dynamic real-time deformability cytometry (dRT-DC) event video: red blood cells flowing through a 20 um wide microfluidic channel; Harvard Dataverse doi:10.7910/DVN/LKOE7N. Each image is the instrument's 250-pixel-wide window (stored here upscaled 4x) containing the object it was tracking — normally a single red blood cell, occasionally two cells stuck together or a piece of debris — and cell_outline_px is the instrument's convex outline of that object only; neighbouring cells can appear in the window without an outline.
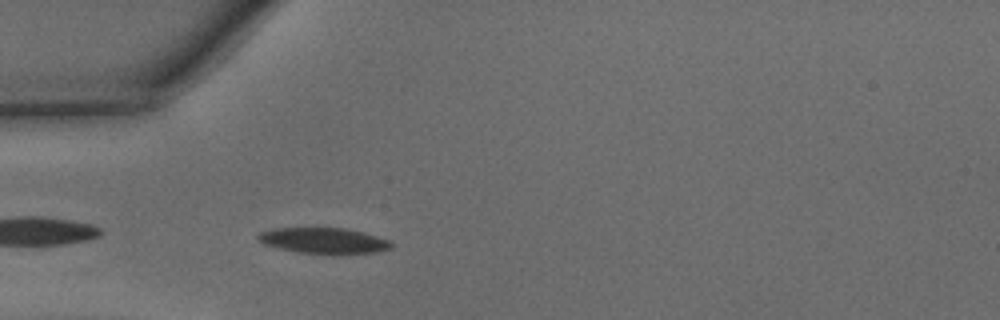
{"species": "common noctule bat (a hibernating species)", "species_latin": "Nyctalus noctula", "temperature_condition": "warm", "stored_images_in_passage": 27, "camera_frame_rate_fps": 3000, "um_per_image_px": 0.085, "animal": {"sex": "male", "body_mass_g": 15.6}, "frame": {"image": 1, "passage_image": 3, "time_ms": 0.667, "image_size_px": [1000, 320], "cell_outline_px": [[392, 248], [376, 252], [332, 256], [300, 252], [280, 248], [264, 244], [256, 236], [260, 232], [276, 228], [344, 228], [376, 236], [388, 240], [392, 244]], "centroid_in_image_um": [27.54, 20.48], "position_along_channel_um": 57.5, "area_um2": 20.17}}
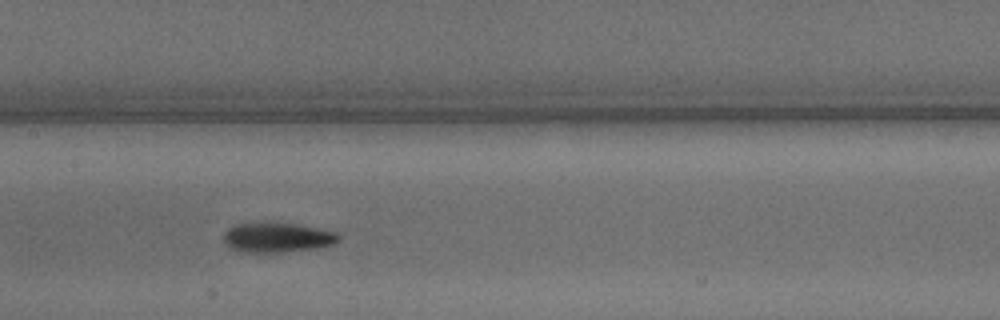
{"frame": {"image": 2, "passage_image": 12, "time_ms": 3.667, "image_size_px": [1000, 320], "cell_outline_px": [[340, 240], [336, 244], [316, 248], [284, 252], [240, 252], [232, 248], [224, 240], [224, 232], [228, 228], [236, 224], [272, 220], [296, 224], [336, 232], [340, 236]], "centroid_in_image_um": [23.57, 20.15], "position_along_channel_um": 183.8, "area_um2": 20.4}}
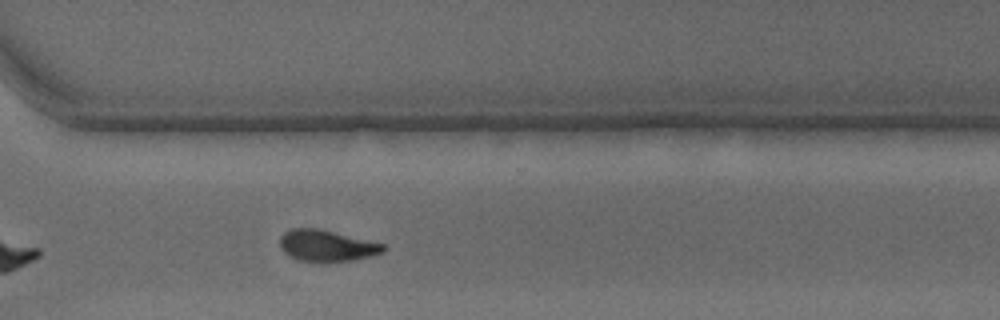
{"frame": {"image": 3, "passage_image": 23, "time_ms": 7.333, "image_size_px": [1000, 320], "cell_outline_px": [[388, 248], [384, 252], [372, 256], [352, 260], [324, 264], [296, 260], [284, 252], [280, 248], [280, 236], [284, 232], [292, 228], [320, 228], [384, 244]], "centroid_in_image_um": [27.77, 20.91], "position_along_channel_um": 342.8, "area_um2": 19.54}, "authors_computed_cell_mechanics": {"area_um2": 20.1144, "velocity_mm_per_s": 4.3432, "shape_relaxation_time_tau1_ms": 3.5765, "shape_relaxation_time_tau2_ms": 2.7546, "deformation_change_tau1": 0.1588, "deformation_change_tau2": 0.1012}}